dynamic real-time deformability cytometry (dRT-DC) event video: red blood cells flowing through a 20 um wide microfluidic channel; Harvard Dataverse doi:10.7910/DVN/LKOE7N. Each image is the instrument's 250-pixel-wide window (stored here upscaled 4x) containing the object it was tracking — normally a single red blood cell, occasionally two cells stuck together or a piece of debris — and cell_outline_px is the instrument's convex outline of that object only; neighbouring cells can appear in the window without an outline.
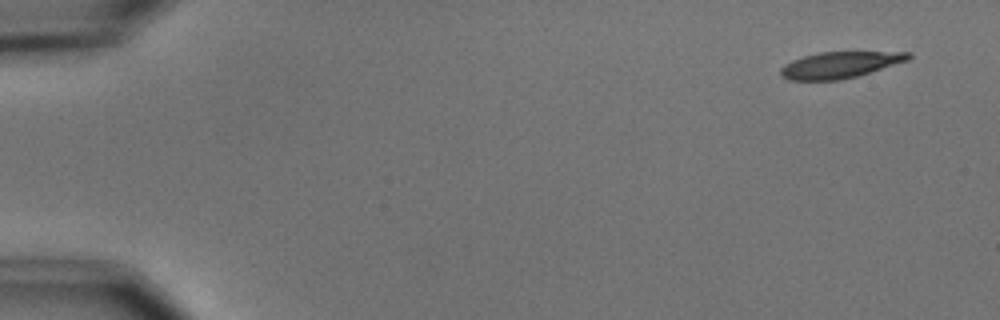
{"species": "common noctule bat (a hibernating species)", "species_latin": "Nyctalus noctula", "temperature_condition": "cold", "stored_images_in_passage": 6, "camera_frame_rate_fps": 3000, "um_per_image_px": 0.085, "animal": {"sex": "male", "body_mass_g": 15.6}, "frame": {"image": 1, "passage_image": 1, "time_ms": 0.0, "image_size_px": [1000, 320], "cell_outline_px": [[912, 56], [908, 60], [856, 76], [840, 80], [788, 80], [780, 76], [780, 68], [784, 64], [792, 60], [804, 56], [820, 52], [912, 52]], "centroid_in_image_um": [71.35, 5.51], "position_along_channel_um": 13.7, "area_um2": 19.48}}
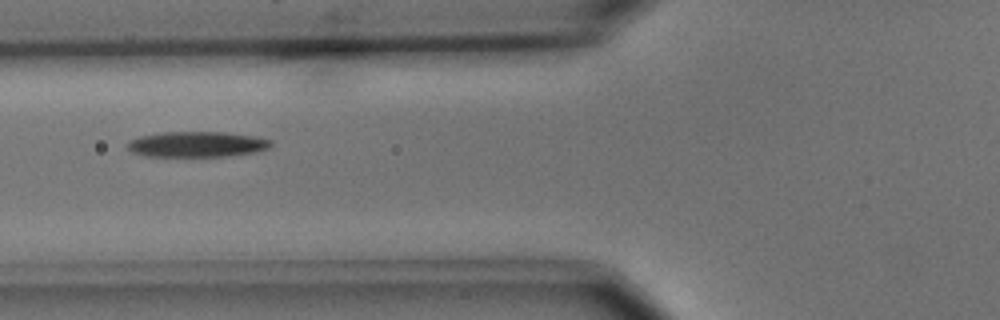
{"frame": {"image": 2, "passage_image": 6, "time_ms": 6.0, "image_size_px": [1000, 320], "cell_outline_px": [[272, 144], [268, 148], [256, 152], [228, 156], [148, 156], [132, 152], [128, 148], [128, 140], [140, 136], [160, 132], [224, 132], [256, 136], [272, 140]], "centroid_in_image_um": [16.76, 12.26], "position_along_channel_um": 109.0, "area_um2": 21.39}}